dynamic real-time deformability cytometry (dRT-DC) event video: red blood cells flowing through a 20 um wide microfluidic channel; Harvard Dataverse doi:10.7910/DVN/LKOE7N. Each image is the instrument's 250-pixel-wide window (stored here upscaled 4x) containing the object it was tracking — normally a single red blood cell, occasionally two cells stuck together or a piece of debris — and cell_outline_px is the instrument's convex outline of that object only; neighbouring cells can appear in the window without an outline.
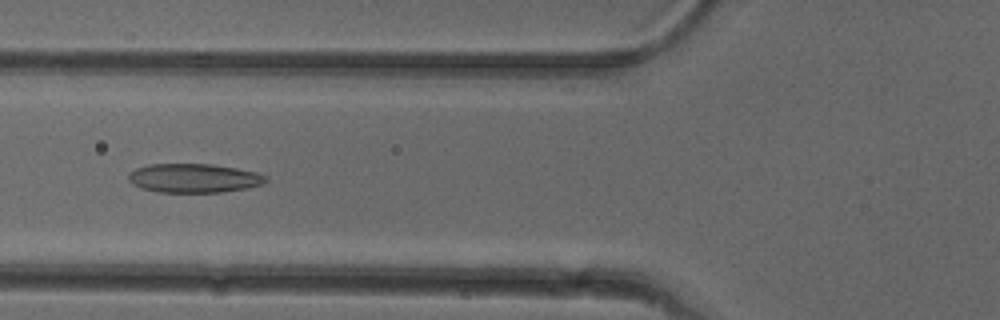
{"species": "common noctule bat (a hibernating species)", "species_latin": "Nyctalus noctula", "temperature_condition": "cold", "stored_images_in_passage": 52, "camera_frame_rate_fps": 3000, "um_per_image_px": 0.085, "animal": {"sex": "female"}, "frame": {"image": 1, "passage_image": 20, "time_ms": 6.333, "image_size_px": [1000, 320], "cell_outline_px": [[268, 180], [260, 184], [248, 188], [220, 192], [156, 192], [140, 188], [132, 184], [128, 180], [128, 172], [136, 168], [148, 164], [212, 164], [236, 168], [256, 172], [268, 176]], "centroid_in_image_um": [16.44, 15.14], "position_along_channel_um": 109.4, "area_um2": 23.35}}
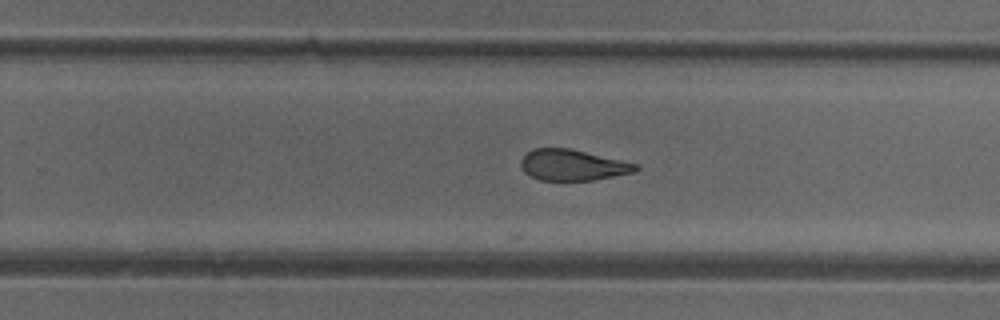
{"frame": {"image": 2, "passage_image": 33, "time_ms": 10.667, "image_size_px": [1000, 320], "cell_outline_px": [[640, 168], [636, 172], [592, 180], [540, 180], [524, 172], [520, 164], [520, 160], [532, 148], [568, 148], [640, 164]], "centroid_in_image_um": [48.7, 14.03], "position_along_channel_um": 281.1, "area_um2": 20.69}}
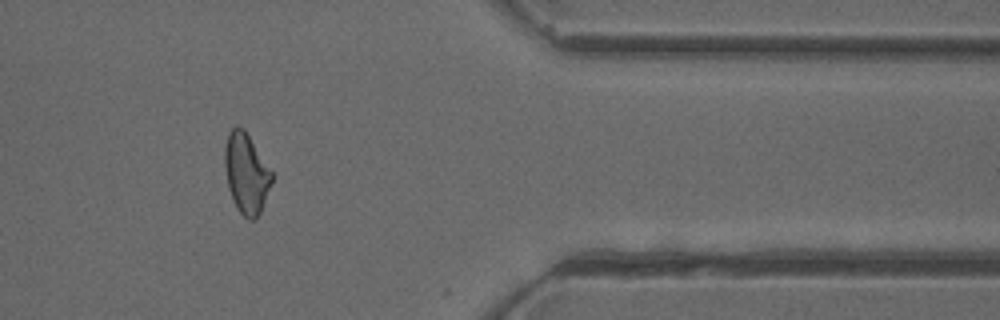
{"frame": {"image": 3, "passage_image": 43, "time_ms": 14.0, "image_size_px": [1000, 320], "cell_outline_px": [[272, 180], [260, 212], [256, 220], [248, 220], [236, 208], [228, 188], [224, 164], [224, 148], [228, 132], [236, 124], [244, 128], [272, 172]], "centroid_in_image_um": [20.9, 14.71], "position_along_channel_um": 390.5, "area_um2": 21.96}, "authors_computed_cell_mechanics": {"area_um2": 22.831, "velocity_mm_per_s": 3.9553, "shape_relaxation_time_tau1_ms": null, "shape_relaxation_time_tau2_ms": 2.7109, "deformation_change_tau1": null, "deformation_change_tau2": 0.1073}}